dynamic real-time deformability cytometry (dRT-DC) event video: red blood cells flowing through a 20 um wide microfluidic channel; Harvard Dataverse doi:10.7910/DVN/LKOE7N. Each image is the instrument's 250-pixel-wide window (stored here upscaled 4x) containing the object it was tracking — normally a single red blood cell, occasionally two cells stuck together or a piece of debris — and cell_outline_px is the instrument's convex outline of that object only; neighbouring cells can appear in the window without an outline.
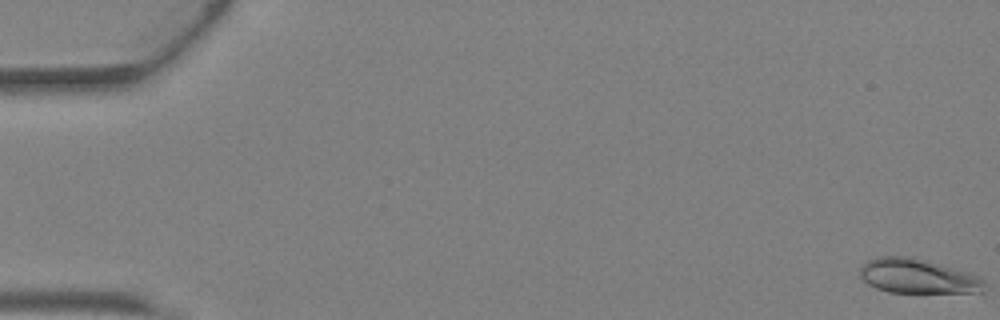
{"species": "Egyptian fruit bat (a non-hibernating species)", "species_latin": "Rousettus aegyptiacus", "temperature_condition": "warm", "stored_images_in_passage": 44, "camera_frame_rate_fps": 3000, "um_per_image_px": 0.085, "animal": {"sex": "female"}, "frame": {"image": 1, "passage_image": 1, "time_ms": 0.0, "image_size_px": [1000, 320], "cell_outline_px": [[984, 292], [888, 292], [876, 288], [868, 284], [860, 276], [860, 268], [868, 260], [880, 256], [912, 256], [968, 272], [980, 276], [984, 280]], "centroid_in_image_um": [78.01, 23.47], "position_along_channel_um": 7.0, "area_um2": 24.97}}
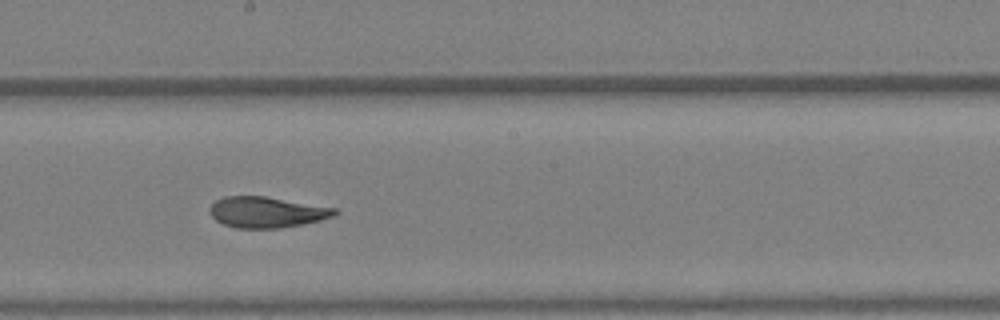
{"frame": {"image": 2, "passage_image": 25, "time_ms": 8.0, "image_size_px": [1000, 320], "cell_outline_px": [[340, 212], [336, 216], [304, 224], [280, 228], [236, 228], [224, 224], [216, 220], [208, 212], [208, 208], [216, 200], [224, 196], [264, 196], [336, 208]], "centroid_in_image_um": [22.68, 18.04], "position_along_channel_um": 225.5, "area_um2": 22.6}}
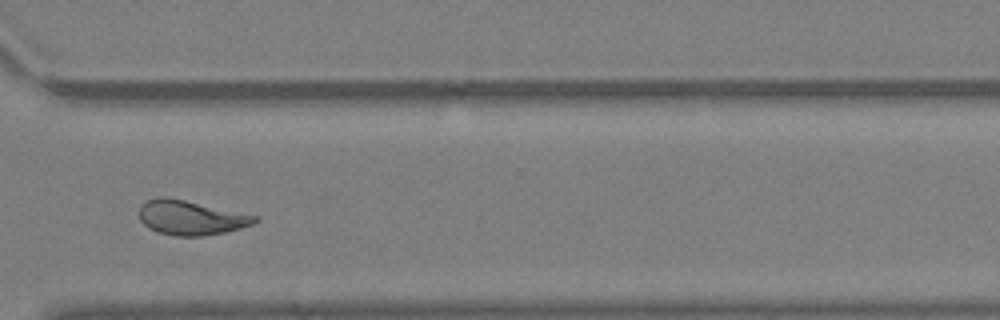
{"frame": {"image": 3, "passage_image": 33, "time_ms": 10.667, "image_size_px": [1000, 320], "cell_outline_px": [[260, 220], [252, 224], [240, 228], [224, 232], [204, 236], [176, 236], [160, 232], [148, 228], [140, 220], [140, 204], [148, 200], [160, 196], [164, 196], [184, 200], [260, 216]], "centroid_in_image_um": [16.24, 18.5], "position_along_channel_um": 354.4, "area_um2": 23.18}, "authors_computed_cell_mechanics": {"area_um2": 23.4379, "velocity_mm_per_s": 4.8253, "shape_relaxation_time_tau1_ms": 10.3197, "shape_relaxation_time_tau2_ms": 1.9589, "deformation_change_tau1": 0.2952, "deformation_change_tau2": 0.0738}}